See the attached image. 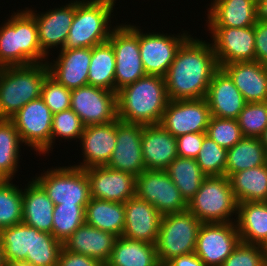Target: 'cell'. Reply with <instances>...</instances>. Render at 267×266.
<instances>
[{
  "mask_svg": "<svg viewBox=\"0 0 267 266\" xmlns=\"http://www.w3.org/2000/svg\"><path fill=\"white\" fill-rule=\"evenodd\" d=\"M219 68L212 43L190 35L177 50L164 76L169 100L205 98Z\"/></svg>",
  "mask_w": 267,
  "mask_h": 266,
  "instance_id": "cell-1",
  "label": "cell"
},
{
  "mask_svg": "<svg viewBox=\"0 0 267 266\" xmlns=\"http://www.w3.org/2000/svg\"><path fill=\"white\" fill-rule=\"evenodd\" d=\"M169 101L164 77L146 75L117 92L118 119L158 125Z\"/></svg>",
  "mask_w": 267,
  "mask_h": 266,
  "instance_id": "cell-2",
  "label": "cell"
},
{
  "mask_svg": "<svg viewBox=\"0 0 267 266\" xmlns=\"http://www.w3.org/2000/svg\"><path fill=\"white\" fill-rule=\"evenodd\" d=\"M9 18L0 25V68L46 63L35 17L25 8Z\"/></svg>",
  "mask_w": 267,
  "mask_h": 266,
  "instance_id": "cell-3",
  "label": "cell"
},
{
  "mask_svg": "<svg viewBox=\"0 0 267 266\" xmlns=\"http://www.w3.org/2000/svg\"><path fill=\"white\" fill-rule=\"evenodd\" d=\"M117 0H75V14L63 49L92 48L108 41ZM112 16V17H111Z\"/></svg>",
  "mask_w": 267,
  "mask_h": 266,
  "instance_id": "cell-4",
  "label": "cell"
},
{
  "mask_svg": "<svg viewBox=\"0 0 267 266\" xmlns=\"http://www.w3.org/2000/svg\"><path fill=\"white\" fill-rule=\"evenodd\" d=\"M46 63L0 68V119H10L25 104L41 97Z\"/></svg>",
  "mask_w": 267,
  "mask_h": 266,
  "instance_id": "cell-5",
  "label": "cell"
},
{
  "mask_svg": "<svg viewBox=\"0 0 267 266\" xmlns=\"http://www.w3.org/2000/svg\"><path fill=\"white\" fill-rule=\"evenodd\" d=\"M188 210L202 223L236 222L238 202L229 178L226 175L206 176L188 202Z\"/></svg>",
  "mask_w": 267,
  "mask_h": 266,
  "instance_id": "cell-6",
  "label": "cell"
},
{
  "mask_svg": "<svg viewBox=\"0 0 267 266\" xmlns=\"http://www.w3.org/2000/svg\"><path fill=\"white\" fill-rule=\"evenodd\" d=\"M201 225L188 209L162 216L155 244L160 265L174 257L194 253Z\"/></svg>",
  "mask_w": 267,
  "mask_h": 266,
  "instance_id": "cell-7",
  "label": "cell"
},
{
  "mask_svg": "<svg viewBox=\"0 0 267 266\" xmlns=\"http://www.w3.org/2000/svg\"><path fill=\"white\" fill-rule=\"evenodd\" d=\"M33 179L43 188L54 205H87L90 182L85 169L76 166H56Z\"/></svg>",
  "mask_w": 267,
  "mask_h": 266,
  "instance_id": "cell-8",
  "label": "cell"
},
{
  "mask_svg": "<svg viewBox=\"0 0 267 266\" xmlns=\"http://www.w3.org/2000/svg\"><path fill=\"white\" fill-rule=\"evenodd\" d=\"M117 23L108 41L115 53V92L146 76L139 49V26Z\"/></svg>",
  "mask_w": 267,
  "mask_h": 266,
  "instance_id": "cell-9",
  "label": "cell"
},
{
  "mask_svg": "<svg viewBox=\"0 0 267 266\" xmlns=\"http://www.w3.org/2000/svg\"><path fill=\"white\" fill-rule=\"evenodd\" d=\"M10 120L24 146L27 145L40 156L51 153L53 113L41 97L25 104Z\"/></svg>",
  "mask_w": 267,
  "mask_h": 266,
  "instance_id": "cell-10",
  "label": "cell"
},
{
  "mask_svg": "<svg viewBox=\"0 0 267 266\" xmlns=\"http://www.w3.org/2000/svg\"><path fill=\"white\" fill-rule=\"evenodd\" d=\"M136 196L162 215L183 212L188 203L165 170H144L136 177Z\"/></svg>",
  "mask_w": 267,
  "mask_h": 266,
  "instance_id": "cell-11",
  "label": "cell"
},
{
  "mask_svg": "<svg viewBox=\"0 0 267 266\" xmlns=\"http://www.w3.org/2000/svg\"><path fill=\"white\" fill-rule=\"evenodd\" d=\"M142 30L139 26V49L144 71L146 75L164 77L177 50L191 34L186 30L176 35L163 31L144 33Z\"/></svg>",
  "mask_w": 267,
  "mask_h": 266,
  "instance_id": "cell-12",
  "label": "cell"
},
{
  "mask_svg": "<svg viewBox=\"0 0 267 266\" xmlns=\"http://www.w3.org/2000/svg\"><path fill=\"white\" fill-rule=\"evenodd\" d=\"M70 108L85 126L118 119L117 93L85 85L71 90Z\"/></svg>",
  "mask_w": 267,
  "mask_h": 266,
  "instance_id": "cell-13",
  "label": "cell"
},
{
  "mask_svg": "<svg viewBox=\"0 0 267 266\" xmlns=\"http://www.w3.org/2000/svg\"><path fill=\"white\" fill-rule=\"evenodd\" d=\"M240 242L236 222L202 223L194 253L204 266H221Z\"/></svg>",
  "mask_w": 267,
  "mask_h": 266,
  "instance_id": "cell-14",
  "label": "cell"
},
{
  "mask_svg": "<svg viewBox=\"0 0 267 266\" xmlns=\"http://www.w3.org/2000/svg\"><path fill=\"white\" fill-rule=\"evenodd\" d=\"M210 118L211 112L205 98L170 100L160 125L177 138L187 133L206 132Z\"/></svg>",
  "mask_w": 267,
  "mask_h": 266,
  "instance_id": "cell-15",
  "label": "cell"
},
{
  "mask_svg": "<svg viewBox=\"0 0 267 266\" xmlns=\"http://www.w3.org/2000/svg\"><path fill=\"white\" fill-rule=\"evenodd\" d=\"M219 67L232 62L255 61L254 26L208 27Z\"/></svg>",
  "mask_w": 267,
  "mask_h": 266,
  "instance_id": "cell-16",
  "label": "cell"
},
{
  "mask_svg": "<svg viewBox=\"0 0 267 266\" xmlns=\"http://www.w3.org/2000/svg\"><path fill=\"white\" fill-rule=\"evenodd\" d=\"M143 126L116 120V146L106 165L108 168L127 172L135 177L146 170L141 147Z\"/></svg>",
  "mask_w": 267,
  "mask_h": 266,
  "instance_id": "cell-17",
  "label": "cell"
},
{
  "mask_svg": "<svg viewBox=\"0 0 267 266\" xmlns=\"http://www.w3.org/2000/svg\"><path fill=\"white\" fill-rule=\"evenodd\" d=\"M26 9L35 17L38 41L42 51L50 57L51 49H63L74 19L75 1H68V4L66 3L60 8L49 9L41 13H36L37 10L35 11L33 8L26 7Z\"/></svg>",
  "mask_w": 267,
  "mask_h": 266,
  "instance_id": "cell-18",
  "label": "cell"
},
{
  "mask_svg": "<svg viewBox=\"0 0 267 266\" xmlns=\"http://www.w3.org/2000/svg\"><path fill=\"white\" fill-rule=\"evenodd\" d=\"M90 182V197L125 203L136 196V177L107 166L91 167L85 170Z\"/></svg>",
  "mask_w": 267,
  "mask_h": 266,
  "instance_id": "cell-19",
  "label": "cell"
},
{
  "mask_svg": "<svg viewBox=\"0 0 267 266\" xmlns=\"http://www.w3.org/2000/svg\"><path fill=\"white\" fill-rule=\"evenodd\" d=\"M79 141L83 161L74 166L85 170L106 166L116 146V121L85 126Z\"/></svg>",
  "mask_w": 267,
  "mask_h": 266,
  "instance_id": "cell-20",
  "label": "cell"
},
{
  "mask_svg": "<svg viewBox=\"0 0 267 266\" xmlns=\"http://www.w3.org/2000/svg\"><path fill=\"white\" fill-rule=\"evenodd\" d=\"M91 58L92 48L61 49L57 58L51 62L48 58L46 64L51 77L73 90L88 85Z\"/></svg>",
  "mask_w": 267,
  "mask_h": 266,
  "instance_id": "cell-21",
  "label": "cell"
},
{
  "mask_svg": "<svg viewBox=\"0 0 267 266\" xmlns=\"http://www.w3.org/2000/svg\"><path fill=\"white\" fill-rule=\"evenodd\" d=\"M125 224L122 236L156 244L162 215L145 200L134 196L124 203Z\"/></svg>",
  "mask_w": 267,
  "mask_h": 266,
  "instance_id": "cell-22",
  "label": "cell"
},
{
  "mask_svg": "<svg viewBox=\"0 0 267 266\" xmlns=\"http://www.w3.org/2000/svg\"><path fill=\"white\" fill-rule=\"evenodd\" d=\"M205 99L211 116L219 118L237 119L246 104L243 95L222 68L214 73Z\"/></svg>",
  "mask_w": 267,
  "mask_h": 266,
  "instance_id": "cell-23",
  "label": "cell"
},
{
  "mask_svg": "<svg viewBox=\"0 0 267 266\" xmlns=\"http://www.w3.org/2000/svg\"><path fill=\"white\" fill-rule=\"evenodd\" d=\"M141 147L146 170H165L178 157L176 137L160 124L143 126Z\"/></svg>",
  "mask_w": 267,
  "mask_h": 266,
  "instance_id": "cell-24",
  "label": "cell"
},
{
  "mask_svg": "<svg viewBox=\"0 0 267 266\" xmlns=\"http://www.w3.org/2000/svg\"><path fill=\"white\" fill-rule=\"evenodd\" d=\"M233 80L246 103L267 101V66L258 61L232 62L221 67Z\"/></svg>",
  "mask_w": 267,
  "mask_h": 266,
  "instance_id": "cell-25",
  "label": "cell"
},
{
  "mask_svg": "<svg viewBox=\"0 0 267 266\" xmlns=\"http://www.w3.org/2000/svg\"><path fill=\"white\" fill-rule=\"evenodd\" d=\"M207 27H251L256 20V0H213L207 9Z\"/></svg>",
  "mask_w": 267,
  "mask_h": 266,
  "instance_id": "cell-26",
  "label": "cell"
},
{
  "mask_svg": "<svg viewBox=\"0 0 267 266\" xmlns=\"http://www.w3.org/2000/svg\"><path fill=\"white\" fill-rule=\"evenodd\" d=\"M116 239L117 236L113 233L84 223L63 243V247L72 253L87 255L106 264Z\"/></svg>",
  "mask_w": 267,
  "mask_h": 266,
  "instance_id": "cell-27",
  "label": "cell"
},
{
  "mask_svg": "<svg viewBox=\"0 0 267 266\" xmlns=\"http://www.w3.org/2000/svg\"><path fill=\"white\" fill-rule=\"evenodd\" d=\"M54 203L43 188L31 178L22 187V222L38 231L52 234Z\"/></svg>",
  "mask_w": 267,
  "mask_h": 266,
  "instance_id": "cell-28",
  "label": "cell"
},
{
  "mask_svg": "<svg viewBox=\"0 0 267 266\" xmlns=\"http://www.w3.org/2000/svg\"><path fill=\"white\" fill-rule=\"evenodd\" d=\"M236 225L241 242L267 247V202L238 203Z\"/></svg>",
  "mask_w": 267,
  "mask_h": 266,
  "instance_id": "cell-29",
  "label": "cell"
},
{
  "mask_svg": "<svg viewBox=\"0 0 267 266\" xmlns=\"http://www.w3.org/2000/svg\"><path fill=\"white\" fill-rule=\"evenodd\" d=\"M105 266H161L156 245L131 240L123 236L115 240L110 259Z\"/></svg>",
  "mask_w": 267,
  "mask_h": 266,
  "instance_id": "cell-30",
  "label": "cell"
},
{
  "mask_svg": "<svg viewBox=\"0 0 267 266\" xmlns=\"http://www.w3.org/2000/svg\"><path fill=\"white\" fill-rule=\"evenodd\" d=\"M85 223L117 237L122 236L125 224L124 203L90 198L85 208Z\"/></svg>",
  "mask_w": 267,
  "mask_h": 266,
  "instance_id": "cell-31",
  "label": "cell"
},
{
  "mask_svg": "<svg viewBox=\"0 0 267 266\" xmlns=\"http://www.w3.org/2000/svg\"><path fill=\"white\" fill-rule=\"evenodd\" d=\"M229 180L238 203L267 202V163L233 173Z\"/></svg>",
  "mask_w": 267,
  "mask_h": 266,
  "instance_id": "cell-32",
  "label": "cell"
},
{
  "mask_svg": "<svg viewBox=\"0 0 267 266\" xmlns=\"http://www.w3.org/2000/svg\"><path fill=\"white\" fill-rule=\"evenodd\" d=\"M267 163V150L260 138L244 136L238 143L227 150L225 175L258 167Z\"/></svg>",
  "mask_w": 267,
  "mask_h": 266,
  "instance_id": "cell-33",
  "label": "cell"
},
{
  "mask_svg": "<svg viewBox=\"0 0 267 266\" xmlns=\"http://www.w3.org/2000/svg\"><path fill=\"white\" fill-rule=\"evenodd\" d=\"M3 255L6 263L25 262L32 256L35 246V228L19 223L0 230Z\"/></svg>",
  "mask_w": 267,
  "mask_h": 266,
  "instance_id": "cell-34",
  "label": "cell"
},
{
  "mask_svg": "<svg viewBox=\"0 0 267 266\" xmlns=\"http://www.w3.org/2000/svg\"><path fill=\"white\" fill-rule=\"evenodd\" d=\"M88 85L115 92V53L109 41L92 47Z\"/></svg>",
  "mask_w": 267,
  "mask_h": 266,
  "instance_id": "cell-35",
  "label": "cell"
},
{
  "mask_svg": "<svg viewBox=\"0 0 267 266\" xmlns=\"http://www.w3.org/2000/svg\"><path fill=\"white\" fill-rule=\"evenodd\" d=\"M165 171L187 203L194 197L206 177L194 158L178 156Z\"/></svg>",
  "mask_w": 267,
  "mask_h": 266,
  "instance_id": "cell-36",
  "label": "cell"
},
{
  "mask_svg": "<svg viewBox=\"0 0 267 266\" xmlns=\"http://www.w3.org/2000/svg\"><path fill=\"white\" fill-rule=\"evenodd\" d=\"M23 143L19 133L10 119H0V173L6 179H14L21 159Z\"/></svg>",
  "mask_w": 267,
  "mask_h": 266,
  "instance_id": "cell-37",
  "label": "cell"
},
{
  "mask_svg": "<svg viewBox=\"0 0 267 266\" xmlns=\"http://www.w3.org/2000/svg\"><path fill=\"white\" fill-rule=\"evenodd\" d=\"M22 188L12 179L0 183V230L22 223Z\"/></svg>",
  "mask_w": 267,
  "mask_h": 266,
  "instance_id": "cell-38",
  "label": "cell"
},
{
  "mask_svg": "<svg viewBox=\"0 0 267 266\" xmlns=\"http://www.w3.org/2000/svg\"><path fill=\"white\" fill-rule=\"evenodd\" d=\"M86 205H55L52 235L62 244L85 223Z\"/></svg>",
  "mask_w": 267,
  "mask_h": 266,
  "instance_id": "cell-39",
  "label": "cell"
},
{
  "mask_svg": "<svg viewBox=\"0 0 267 266\" xmlns=\"http://www.w3.org/2000/svg\"><path fill=\"white\" fill-rule=\"evenodd\" d=\"M63 244L52 234L35 228V246L32 256H27L25 263L30 266H57Z\"/></svg>",
  "mask_w": 267,
  "mask_h": 266,
  "instance_id": "cell-40",
  "label": "cell"
},
{
  "mask_svg": "<svg viewBox=\"0 0 267 266\" xmlns=\"http://www.w3.org/2000/svg\"><path fill=\"white\" fill-rule=\"evenodd\" d=\"M206 176L225 175L227 150L205 135L198 156L195 158Z\"/></svg>",
  "mask_w": 267,
  "mask_h": 266,
  "instance_id": "cell-41",
  "label": "cell"
},
{
  "mask_svg": "<svg viewBox=\"0 0 267 266\" xmlns=\"http://www.w3.org/2000/svg\"><path fill=\"white\" fill-rule=\"evenodd\" d=\"M236 120L243 136L260 138L267 128V101L246 103Z\"/></svg>",
  "mask_w": 267,
  "mask_h": 266,
  "instance_id": "cell-42",
  "label": "cell"
},
{
  "mask_svg": "<svg viewBox=\"0 0 267 266\" xmlns=\"http://www.w3.org/2000/svg\"><path fill=\"white\" fill-rule=\"evenodd\" d=\"M85 125L82 123L79 116L71 109H66L53 114L52 129H51V151L56 139L80 140L81 134L84 131ZM57 137V138H56Z\"/></svg>",
  "mask_w": 267,
  "mask_h": 266,
  "instance_id": "cell-43",
  "label": "cell"
},
{
  "mask_svg": "<svg viewBox=\"0 0 267 266\" xmlns=\"http://www.w3.org/2000/svg\"><path fill=\"white\" fill-rule=\"evenodd\" d=\"M206 135L226 150L233 147L244 136L236 119L211 116Z\"/></svg>",
  "mask_w": 267,
  "mask_h": 266,
  "instance_id": "cell-44",
  "label": "cell"
},
{
  "mask_svg": "<svg viewBox=\"0 0 267 266\" xmlns=\"http://www.w3.org/2000/svg\"><path fill=\"white\" fill-rule=\"evenodd\" d=\"M221 266H267L266 247L240 242Z\"/></svg>",
  "mask_w": 267,
  "mask_h": 266,
  "instance_id": "cell-45",
  "label": "cell"
},
{
  "mask_svg": "<svg viewBox=\"0 0 267 266\" xmlns=\"http://www.w3.org/2000/svg\"><path fill=\"white\" fill-rule=\"evenodd\" d=\"M41 98L50 111L55 114L70 108L71 90L48 74L44 79Z\"/></svg>",
  "mask_w": 267,
  "mask_h": 266,
  "instance_id": "cell-46",
  "label": "cell"
},
{
  "mask_svg": "<svg viewBox=\"0 0 267 266\" xmlns=\"http://www.w3.org/2000/svg\"><path fill=\"white\" fill-rule=\"evenodd\" d=\"M206 132L187 133L176 138L177 154L180 157L196 158L201 149Z\"/></svg>",
  "mask_w": 267,
  "mask_h": 266,
  "instance_id": "cell-47",
  "label": "cell"
},
{
  "mask_svg": "<svg viewBox=\"0 0 267 266\" xmlns=\"http://www.w3.org/2000/svg\"><path fill=\"white\" fill-rule=\"evenodd\" d=\"M57 266H105V264L95 258L79 253H72L62 247Z\"/></svg>",
  "mask_w": 267,
  "mask_h": 266,
  "instance_id": "cell-48",
  "label": "cell"
},
{
  "mask_svg": "<svg viewBox=\"0 0 267 266\" xmlns=\"http://www.w3.org/2000/svg\"><path fill=\"white\" fill-rule=\"evenodd\" d=\"M255 61L267 66V21H257L254 25Z\"/></svg>",
  "mask_w": 267,
  "mask_h": 266,
  "instance_id": "cell-49",
  "label": "cell"
},
{
  "mask_svg": "<svg viewBox=\"0 0 267 266\" xmlns=\"http://www.w3.org/2000/svg\"><path fill=\"white\" fill-rule=\"evenodd\" d=\"M163 266H204V264L195 253H189L174 257Z\"/></svg>",
  "mask_w": 267,
  "mask_h": 266,
  "instance_id": "cell-50",
  "label": "cell"
},
{
  "mask_svg": "<svg viewBox=\"0 0 267 266\" xmlns=\"http://www.w3.org/2000/svg\"><path fill=\"white\" fill-rule=\"evenodd\" d=\"M256 20L267 21V0H256Z\"/></svg>",
  "mask_w": 267,
  "mask_h": 266,
  "instance_id": "cell-51",
  "label": "cell"
},
{
  "mask_svg": "<svg viewBox=\"0 0 267 266\" xmlns=\"http://www.w3.org/2000/svg\"><path fill=\"white\" fill-rule=\"evenodd\" d=\"M6 262L3 255V248H2V242H1V235H0V266H6Z\"/></svg>",
  "mask_w": 267,
  "mask_h": 266,
  "instance_id": "cell-52",
  "label": "cell"
},
{
  "mask_svg": "<svg viewBox=\"0 0 267 266\" xmlns=\"http://www.w3.org/2000/svg\"><path fill=\"white\" fill-rule=\"evenodd\" d=\"M260 141L267 150V128L264 130L262 136L260 137Z\"/></svg>",
  "mask_w": 267,
  "mask_h": 266,
  "instance_id": "cell-53",
  "label": "cell"
},
{
  "mask_svg": "<svg viewBox=\"0 0 267 266\" xmlns=\"http://www.w3.org/2000/svg\"><path fill=\"white\" fill-rule=\"evenodd\" d=\"M6 266H30L25 262H14V263H7Z\"/></svg>",
  "mask_w": 267,
  "mask_h": 266,
  "instance_id": "cell-54",
  "label": "cell"
},
{
  "mask_svg": "<svg viewBox=\"0 0 267 266\" xmlns=\"http://www.w3.org/2000/svg\"><path fill=\"white\" fill-rule=\"evenodd\" d=\"M7 180L1 173H0V183L4 182Z\"/></svg>",
  "mask_w": 267,
  "mask_h": 266,
  "instance_id": "cell-55",
  "label": "cell"
}]
</instances>
